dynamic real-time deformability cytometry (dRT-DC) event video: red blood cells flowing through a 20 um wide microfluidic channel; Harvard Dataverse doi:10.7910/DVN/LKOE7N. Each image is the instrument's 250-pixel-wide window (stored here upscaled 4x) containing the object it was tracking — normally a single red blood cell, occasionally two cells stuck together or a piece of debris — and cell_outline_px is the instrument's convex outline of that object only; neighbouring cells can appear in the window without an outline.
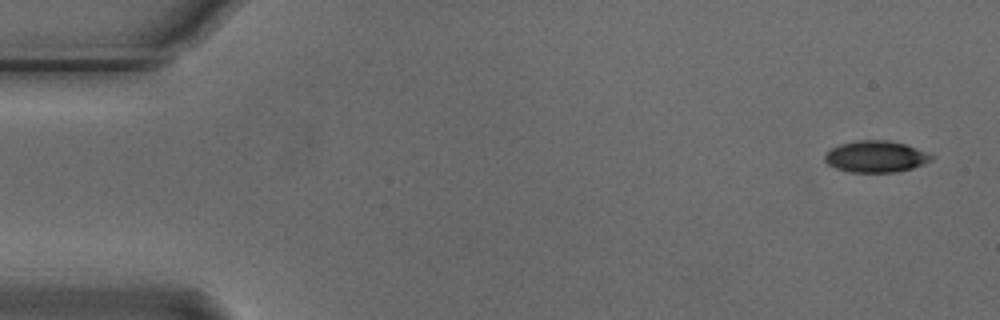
{"species": "Egyptian fruit bat (a non-hibernating species)", "species_latin": "Rousettus aegyptiacus", "temperature_condition": "cold", "stored_images_in_passage": 7, "camera_frame_rate_fps": 3000, "um_per_image_px": 0.085, "animal": {"sex": "male"}, "frame": {"image": 1, "passage_image": 1, "time_ms": 0.0, "image_size_px": [1000, 320], "cell_outline_px": [[932, 160], [924, 164], [912, 168], [896, 172], [848, 172], [836, 168], [828, 164], [824, 160], [824, 156], [832, 148], [840, 144], [856, 140], [888, 140], [904, 144], [928, 152], [932, 156]], "centroid_in_image_um": [74.44, 13.31], "position_along_channel_um": 10.6, "area_um2": 19.54}}
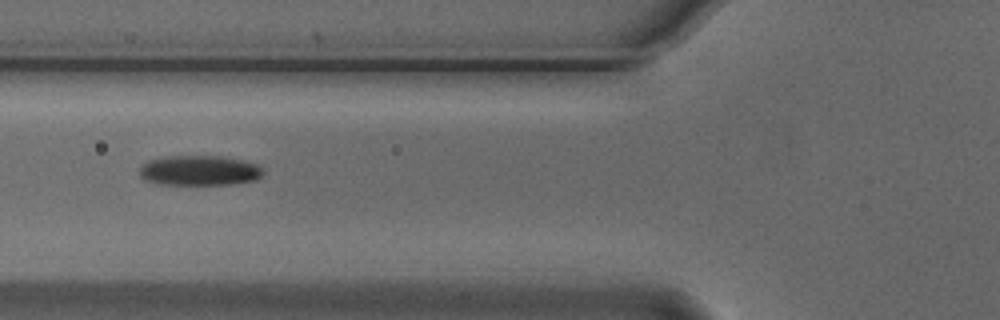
{"frame": {"image": 2, "passage_image": 6, "time_ms": 1.667, "image_size_px": [1000, 320], "cell_outline_px": [[264, 172], [256, 180], [232, 184], [156, 184], [144, 180], [140, 176], [140, 164], [148, 160], [168, 156], [224, 156], [256, 164], [264, 168]], "centroid_in_image_um": [16.92, 14.49], "position_along_channel_um": 108.9, "area_um2": 21.79}}
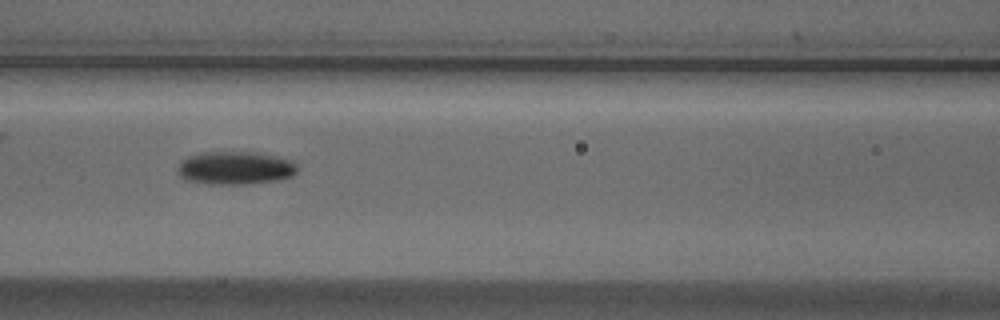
{"frame": {"image": 3, "passage_image": 7, "time_ms": 2.0, "image_size_px": [1000, 320], "cell_outline_px": [[300, 168], [292, 176], [280, 180], [244, 184], [208, 184], [188, 180], [180, 176], [176, 168], [188, 156], [200, 152], [256, 152], [276, 156], [292, 160]], "centroid_in_image_um": [20.03, 14.27], "position_along_channel_um": 146.6, "area_um2": 23.24}}